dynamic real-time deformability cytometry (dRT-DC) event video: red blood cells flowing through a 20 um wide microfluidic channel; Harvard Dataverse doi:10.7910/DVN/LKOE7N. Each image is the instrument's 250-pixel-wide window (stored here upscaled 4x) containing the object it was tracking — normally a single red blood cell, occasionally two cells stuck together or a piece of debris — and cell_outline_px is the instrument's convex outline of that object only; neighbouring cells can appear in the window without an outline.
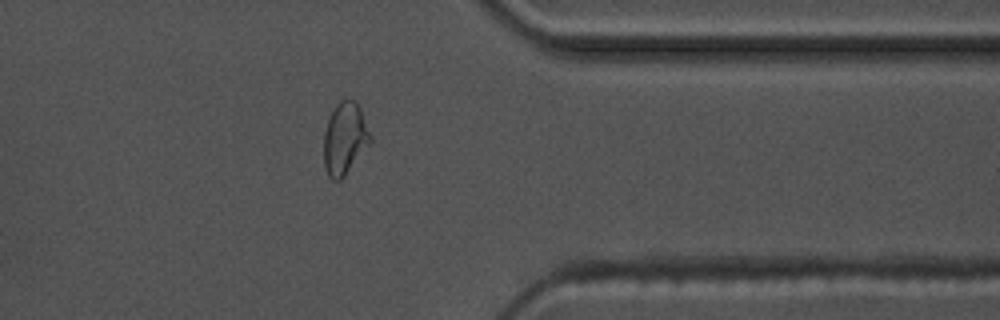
{"species": "common noctule bat (a hibernating species)", "species_latin": "Nyctalus noctula", "temperature_condition": "warm", "stored_images_in_passage": 40, "camera_frame_rate_fps": 3000, "um_per_image_px": 0.085, "animal": {"sex": "male", "body_mass_g": 17.5, "forearm_length_mm": 52.3}, "frame": {"image": 1, "passage_image": 29, "time_ms": 9.333, "image_size_px": [1000, 320], "cell_outline_px": [[372, 140], [344, 176], [340, 180], [332, 180], [328, 176], [324, 168], [324, 132], [328, 120], [336, 104], [340, 100], [356, 100], [360, 108], [372, 136]], "centroid_in_image_um": [29.3, 11.77], "position_along_channel_um": 382.1, "area_um2": 19.42}, "authors_computed_cell_mechanics": {"area_um2": 17.918, "velocity_mm_per_s": 3.6109, "shape_relaxation_time_tau1_ms": 5.8142, "shape_relaxation_time_tau2_ms": 0.7892, "deformation_change_tau1": 0.1705, "deformation_change_tau2": 0.0681}}